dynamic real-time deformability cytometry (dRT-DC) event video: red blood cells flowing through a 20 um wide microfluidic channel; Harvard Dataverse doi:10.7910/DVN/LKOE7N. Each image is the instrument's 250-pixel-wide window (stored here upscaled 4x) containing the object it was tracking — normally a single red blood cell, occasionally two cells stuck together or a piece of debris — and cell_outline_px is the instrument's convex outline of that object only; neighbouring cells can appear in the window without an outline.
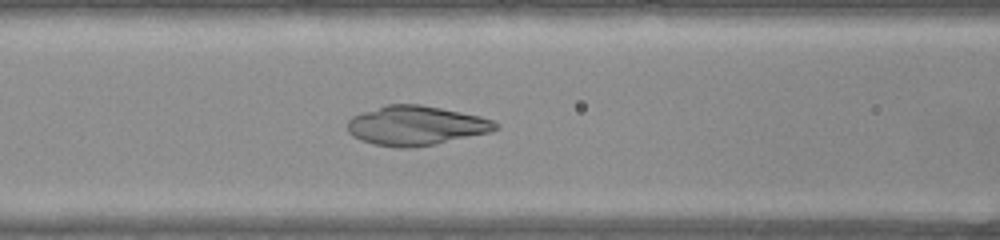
{"species": "common noctule bat (a hibernating species)", "species_latin": "Nyctalus noctula", "temperature_condition": "warm", "stored_images_in_passage": 50, "camera_frame_rate_fps": 3000, "um_per_image_px": 0.085, "animal": {"sex": "female", "body_mass_g": 22.0, "forearm_length_mm": 56.7}, "frame": {"image": 1, "passage_image": 20, "time_ms": 6.333, "image_size_px": [1000, 240], "cell_outline_px": [[500, 128], [488, 132], [436, 144], [412, 148], [396, 148], [372, 144], [360, 140], [352, 136], [348, 132], [348, 120], [352, 116], [388, 104], [420, 104], [480, 116], [492, 120], [500, 124]], "centroid_in_image_um": [35.34, 10.69], "position_along_channel_um": 131.3, "area_um2": 33.99}}
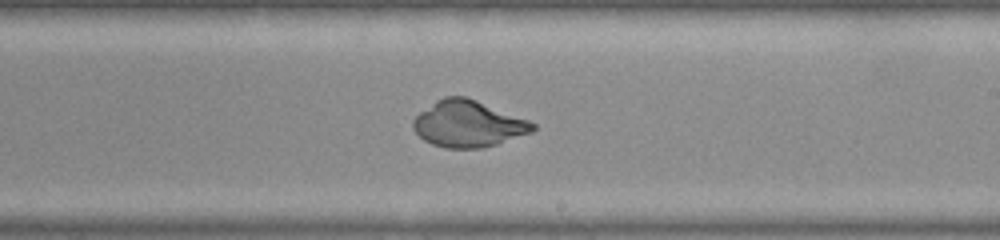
{"frame": {"image": 2, "passage_image": 29, "time_ms": 9.333, "image_size_px": [1000, 240], "cell_outline_px": [[536, 128], [532, 132], [496, 144], [480, 148], [444, 148], [432, 144], [424, 140], [412, 128], [412, 120], [420, 112], [436, 100], [444, 96], [464, 96], [476, 100], [528, 120], [536, 124]], "centroid_in_image_um": [39.77, 10.53], "position_along_channel_um": 249.2, "area_um2": 32.14}}
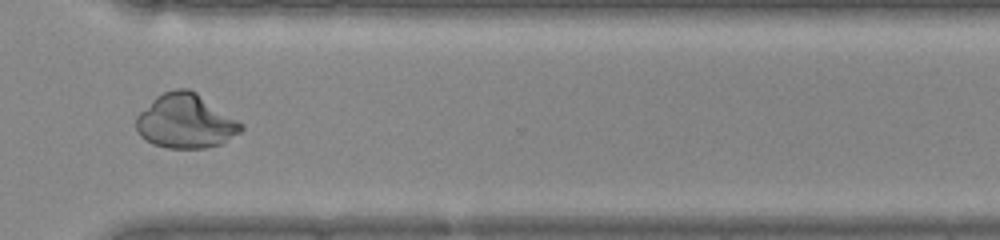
{"frame": {"image": 3, "passage_image": 37, "time_ms": 12.0, "image_size_px": [1000, 240], "cell_outline_px": [[244, 128], [240, 132], [220, 144], [204, 148], [168, 148], [152, 144], [140, 136], [136, 128], [136, 116], [156, 96], [164, 92], [176, 88], [188, 88], [196, 92], [244, 124]], "centroid_in_image_um": [15.76, 10.3], "position_along_channel_um": 354.8, "area_um2": 33.06}}